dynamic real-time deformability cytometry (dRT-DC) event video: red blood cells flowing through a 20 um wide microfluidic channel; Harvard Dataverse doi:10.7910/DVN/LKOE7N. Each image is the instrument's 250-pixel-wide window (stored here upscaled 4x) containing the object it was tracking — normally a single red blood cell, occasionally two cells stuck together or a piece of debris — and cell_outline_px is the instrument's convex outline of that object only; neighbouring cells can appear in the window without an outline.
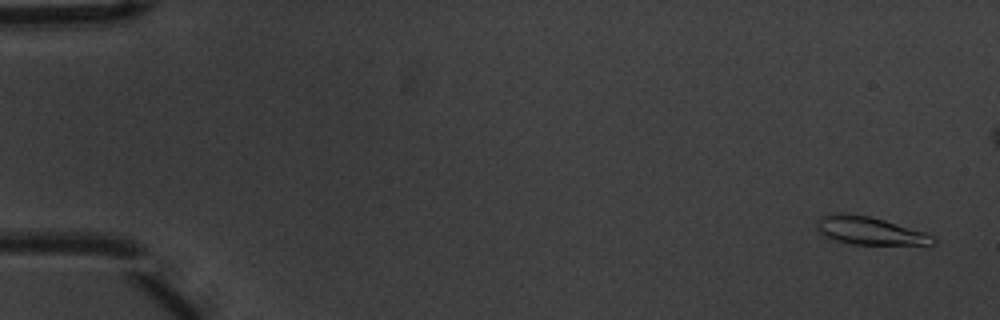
{"species": "common noctule bat (a hibernating species)", "species_latin": "Nyctalus noctula", "temperature_condition": "warm", "stored_images_in_passage": 5, "camera_frame_rate_fps": 3000, "um_per_image_px": 0.085, "animal": {"sex": "male", "body_mass_g": 20.1, "forearm_length_mm": 53.5}, "frame": {"image": 1, "passage_image": 1, "time_ms": 0.0, "image_size_px": [1000, 320], "cell_outline_px": [[936, 244], [852, 244], [836, 240], [824, 236], [816, 228], [816, 220], [820, 216], [828, 212], [840, 212], [868, 216], [884, 220], [924, 232], [932, 236], [936, 240]], "centroid_in_image_um": [73.83, 19.58], "position_along_channel_um": 11.2, "area_um2": 18.84}}